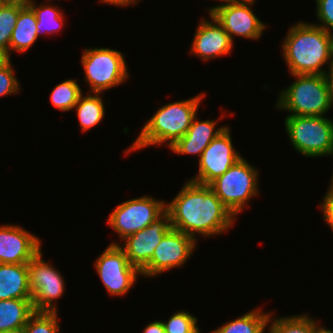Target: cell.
<instances>
[{
	"mask_svg": "<svg viewBox=\"0 0 333 333\" xmlns=\"http://www.w3.org/2000/svg\"><path fill=\"white\" fill-rule=\"evenodd\" d=\"M173 229L181 231L197 241V234L211 237L227 232L236 217L221 202L207 184L191 180L171 200L166 203Z\"/></svg>",
	"mask_w": 333,
	"mask_h": 333,
	"instance_id": "6da1fadb",
	"label": "cell"
},
{
	"mask_svg": "<svg viewBox=\"0 0 333 333\" xmlns=\"http://www.w3.org/2000/svg\"><path fill=\"white\" fill-rule=\"evenodd\" d=\"M283 41L282 57L290 75L331 74L333 33L312 23L299 21L289 28ZM324 65H328L327 69Z\"/></svg>",
	"mask_w": 333,
	"mask_h": 333,
	"instance_id": "7a4b0ae2",
	"label": "cell"
},
{
	"mask_svg": "<svg viewBox=\"0 0 333 333\" xmlns=\"http://www.w3.org/2000/svg\"><path fill=\"white\" fill-rule=\"evenodd\" d=\"M205 93L202 92L187 100L172 101L162 105L143 125L138 137L124 153L128 155L139 149L152 145L160 146L164 143L168 148L173 146L191 126L200 103L206 96Z\"/></svg>",
	"mask_w": 333,
	"mask_h": 333,
	"instance_id": "3957f363",
	"label": "cell"
},
{
	"mask_svg": "<svg viewBox=\"0 0 333 333\" xmlns=\"http://www.w3.org/2000/svg\"><path fill=\"white\" fill-rule=\"evenodd\" d=\"M295 81L281 90L276 108L287 115L324 116L333 106L331 75H291Z\"/></svg>",
	"mask_w": 333,
	"mask_h": 333,
	"instance_id": "277c9868",
	"label": "cell"
},
{
	"mask_svg": "<svg viewBox=\"0 0 333 333\" xmlns=\"http://www.w3.org/2000/svg\"><path fill=\"white\" fill-rule=\"evenodd\" d=\"M259 172L241 157L223 175L218 176L208 185L221 202L236 217L249 201L259 195Z\"/></svg>",
	"mask_w": 333,
	"mask_h": 333,
	"instance_id": "5b68a950",
	"label": "cell"
},
{
	"mask_svg": "<svg viewBox=\"0 0 333 333\" xmlns=\"http://www.w3.org/2000/svg\"><path fill=\"white\" fill-rule=\"evenodd\" d=\"M326 116L287 115L285 131L295 151L305 157H324L333 151V120Z\"/></svg>",
	"mask_w": 333,
	"mask_h": 333,
	"instance_id": "8992f818",
	"label": "cell"
},
{
	"mask_svg": "<svg viewBox=\"0 0 333 333\" xmlns=\"http://www.w3.org/2000/svg\"><path fill=\"white\" fill-rule=\"evenodd\" d=\"M80 60L89 93H103L129 78L125 57L119 50L89 47L84 49Z\"/></svg>",
	"mask_w": 333,
	"mask_h": 333,
	"instance_id": "52a82bcc",
	"label": "cell"
},
{
	"mask_svg": "<svg viewBox=\"0 0 333 333\" xmlns=\"http://www.w3.org/2000/svg\"><path fill=\"white\" fill-rule=\"evenodd\" d=\"M165 211L166 201L145 195L115 207L108 216L107 224L119 235L122 242L126 237L150 225Z\"/></svg>",
	"mask_w": 333,
	"mask_h": 333,
	"instance_id": "ba28073f",
	"label": "cell"
},
{
	"mask_svg": "<svg viewBox=\"0 0 333 333\" xmlns=\"http://www.w3.org/2000/svg\"><path fill=\"white\" fill-rule=\"evenodd\" d=\"M42 257L41 250L27 263L33 306L38 312H58L55 303L63 296L66 283L60 271Z\"/></svg>",
	"mask_w": 333,
	"mask_h": 333,
	"instance_id": "9c48e42d",
	"label": "cell"
},
{
	"mask_svg": "<svg viewBox=\"0 0 333 333\" xmlns=\"http://www.w3.org/2000/svg\"><path fill=\"white\" fill-rule=\"evenodd\" d=\"M117 242L110 243L94 262L106 291L112 296L129 292L141 272L129 263L128 257Z\"/></svg>",
	"mask_w": 333,
	"mask_h": 333,
	"instance_id": "30bf717a",
	"label": "cell"
},
{
	"mask_svg": "<svg viewBox=\"0 0 333 333\" xmlns=\"http://www.w3.org/2000/svg\"><path fill=\"white\" fill-rule=\"evenodd\" d=\"M255 2L227 1L208 9L234 42V37L258 40L267 24L251 9Z\"/></svg>",
	"mask_w": 333,
	"mask_h": 333,
	"instance_id": "8fae6325",
	"label": "cell"
},
{
	"mask_svg": "<svg viewBox=\"0 0 333 333\" xmlns=\"http://www.w3.org/2000/svg\"><path fill=\"white\" fill-rule=\"evenodd\" d=\"M197 248V241L185 233L171 229L156 246L141 276L156 277L165 271L185 265Z\"/></svg>",
	"mask_w": 333,
	"mask_h": 333,
	"instance_id": "7c38bea8",
	"label": "cell"
},
{
	"mask_svg": "<svg viewBox=\"0 0 333 333\" xmlns=\"http://www.w3.org/2000/svg\"><path fill=\"white\" fill-rule=\"evenodd\" d=\"M230 127L215 137L204 149L198 160L197 175L189 179L200 184H209L215 178L223 175L242 156L233 147Z\"/></svg>",
	"mask_w": 333,
	"mask_h": 333,
	"instance_id": "4fadbf2b",
	"label": "cell"
},
{
	"mask_svg": "<svg viewBox=\"0 0 333 333\" xmlns=\"http://www.w3.org/2000/svg\"><path fill=\"white\" fill-rule=\"evenodd\" d=\"M171 229L170 215L165 211L150 225L126 237L124 244L118 245L128 257L129 263L141 272L149 264L156 246Z\"/></svg>",
	"mask_w": 333,
	"mask_h": 333,
	"instance_id": "5bb4252c",
	"label": "cell"
},
{
	"mask_svg": "<svg viewBox=\"0 0 333 333\" xmlns=\"http://www.w3.org/2000/svg\"><path fill=\"white\" fill-rule=\"evenodd\" d=\"M42 248L36 235L15 224L0 225V263H28Z\"/></svg>",
	"mask_w": 333,
	"mask_h": 333,
	"instance_id": "9a60e30c",
	"label": "cell"
},
{
	"mask_svg": "<svg viewBox=\"0 0 333 333\" xmlns=\"http://www.w3.org/2000/svg\"><path fill=\"white\" fill-rule=\"evenodd\" d=\"M210 19H200L190 47V54L208 61L230 54L234 43L222 25L210 13Z\"/></svg>",
	"mask_w": 333,
	"mask_h": 333,
	"instance_id": "2e32d148",
	"label": "cell"
},
{
	"mask_svg": "<svg viewBox=\"0 0 333 333\" xmlns=\"http://www.w3.org/2000/svg\"><path fill=\"white\" fill-rule=\"evenodd\" d=\"M197 117L196 114L186 134L169 148L172 152L178 155H198L200 159L204 149L228 126L216 128L219 120L199 121Z\"/></svg>",
	"mask_w": 333,
	"mask_h": 333,
	"instance_id": "e0dca14e",
	"label": "cell"
},
{
	"mask_svg": "<svg viewBox=\"0 0 333 333\" xmlns=\"http://www.w3.org/2000/svg\"><path fill=\"white\" fill-rule=\"evenodd\" d=\"M32 299L27 263H0V300Z\"/></svg>",
	"mask_w": 333,
	"mask_h": 333,
	"instance_id": "ac0fdd59",
	"label": "cell"
},
{
	"mask_svg": "<svg viewBox=\"0 0 333 333\" xmlns=\"http://www.w3.org/2000/svg\"><path fill=\"white\" fill-rule=\"evenodd\" d=\"M35 312L32 299L0 300V331H21Z\"/></svg>",
	"mask_w": 333,
	"mask_h": 333,
	"instance_id": "d6986e66",
	"label": "cell"
},
{
	"mask_svg": "<svg viewBox=\"0 0 333 333\" xmlns=\"http://www.w3.org/2000/svg\"><path fill=\"white\" fill-rule=\"evenodd\" d=\"M37 19L33 9L23 6L20 11L10 40L11 51L25 53L38 40Z\"/></svg>",
	"mask_w": 333,
	"mask_h": 333,
	"instance_id": "ffe728a7",
	"label": "cell"
},
{
	"mask_svg": "<svg viewBox=\"0 0 333 333\" xmlns=\"http://www.w3.org/2000/svg\"><path fill=\"white\" fill-rule=\"evenodd\" d=\"M82 132L99 125L105 116V103L101 93H87L79 97L74 106Z\"/></svg>",
	"mask_w": 333,
	"mask_h": 333,
	"instance_id": "44dd1931",
	"label": "cell"
},
{
	"mask_svg": "<svg viewBox=\"0 0 333 333\" xmlns=\"http://www.w3.org/2000/svg\"><path fill=\"white\" fill-rule=\"evenodd\" d=\"M270 313H264L260 307L255 308L210 333H266Z\"/></svg>",
	"mask_w": 333,
	"mask_h": 333,
	"instance_id": "7402d4cb",
	"label": "cell"
},
{
	"mask_svg": "<svg viewBox=\"0 0 333 333\" xmlns=\"http://www.w3.org/2000/svg\"><path fill=\"white\" fill-rule=\"evenodd\" d=\"M29 6L33 9L36 19H37V30L38 35L40 34H55L58 33L63 25L64 19L63 10L57 5L52 3H44L37 5L36 0H33Z\"/></svg>",
	"mask_w": 333,
	"mask_h": 333,
	"instance_id": "603a6c76",
	"label": "cell"
},
{
	"mask_svg": "<svg viewBox=\"0 0 333 333\" xmlns=\"http://www.w3.org/2000/svg\"><path fill=\"white\" fill-rule=\"evenodd\" d=\"M269 315V333H313L314 319L308 314H296L292 316L272 317ZM273 318V319H272Z\"/></svg>",
	"mask_w": 333,
	"mask_h": 333,
	"instance_id": "cb8c5ba5",
	"label": "cell"
},
{
	"mask_svg": "<svg viewBox=\"0 0 333 333\" xmlns=\"http://www.w3.org/2000/svg\"><path fill=\"white\" fill-rule=\"evenodd\" d=\"M84 94L75 79H67L57 84L50 94V101L60 111H70Z\"/></svg>",
	"mask_w": 333,
	"mask_h": 333,
	"instance_id": "d4e9b609",
	"label": "cell"
},
{
	"mask_svg": "<svg viewBox=\"0 0 333 333\" xmlns=\"http://www.w3.org/2000/svg\"><path fill=\"white\" fill-rule=\"evenodd\" d=\"M22 7L7 4L0 13V58H10V40Z\"/></svg>",
	"mask_w": 333,
	"mask_h": 333,
	"instance_id": "484cf974",
	"label": "cell"
},
{
	"mask_svg": "<svg viewBox=\"0 0 333 333\" xmlns=\"http://www.w3.org/2000/svg\"><path fill=\"white\" fill-rule=\"evenodd\" d=\"M58 312L36 311L21 330L22 333H60Z\"/></svg>",
	"mask_w": 333,
	"mask_h": 333,
	"instance_id": "4316f807",
	"label": "cell"
},
{
	"mask_svg": "<svg viewBox=\"0 0 333 333\" xmlns=\"http://www.w3.org/2000/svg\"><path fill=\"white\" fill-rule=\"evenodd\" d=\"M198 318L181 310L171 315L167 322L162 321L165 333H201Z\"/></svg>",
	"mask_w": 333,
	"mask_h": 333,
	"instance_id": "83f0119b",
	"label": "cell"
},
{
	"mask_svg": "<svg viewBox=\"0 0 333 333\" xmlns=\"http://www.w3.org/2000/svg\"><path fill=\"white\" fill-rule=\"evenodd\" d=\"M12 65L11 58H0V97L15 95L20 91V83Z\"/></svg>",
	"mask_w": 333,
	"mask_h": 333,
	"instance_id": "f1b7e54d",
	"label": "cell"
},
{
	"mask_svg": "<svg viewBox=\"0 0 333 333\" xmlns=\"http://www.w3.org/2000/svg\"><path fill=\"white\" fill-rule=\"evenodd\" d=\"M316 17L321 24L312 23L333 33V0H316Z\"/></svg>",
	"mask_w": 333,
	"mask_h": 333,
	"instance_id": "f546056e",
	"label": "cell"
},
{
	"mask_svg": "<svg viewBox=\"0 0 333 333\" xmlns=\"http://www.w3.org/2000/svg\"><path fill=\"white\" fill-rule=\"evenodd\" d=\"M320 205L322 218L333 232V193L326 192Z\"/></svg>",
	"mask_w": 333,
	"mask_h": 333,
	"instance_id": "4dcf8cb0",
	"label": "cell"
},
{
	"mask_svg": "<svg viewBox=\"0 0 333 333\" xmlns=\"http://www.w3.org/2000/svg\"><path fill=\"white\" fill-rule=\"evenodd\" d=\"M142 333H165V329L161 320H155L149 322Z\"/></svg>",
	"mask_w": 333,
	"mask_h": 333,
	"instance_id": "1f68e13d",
	"label": "cell"
},
{
	"mask_svg": "<svg viewBox=\"0 0 333 333\" xmlns=\"http://www.w3.org/2000/svg\"><path fill=\"white\" fill-rule=\"evenodd\" d=\"M142 1V0H141ZM101 3L110 4V5H116L120 7H126L131 5H137L139 3V0H99Z\"/></svg>",
	"mask_w": 333,
	"mask_h": 333,
	"instance_id": "d6a6232c",
	"label": "cell"
},
{
	"mask_svg": "<svg viewBox=\"0 0 333 333\" xmlns=\"http://www.w3.org/2000/svg\"><path fill=\"white\" fill-rule=\"evenodd\" d=\"M320 320H316L314 319V330L313 333H333V330L331 329H327L324 328V326H321V324H319Z\"/></svg>",
	"mask_w": 333,
	"mask_h": 333,
	"instance_id": "836d02e7",
	"label": "cell"
},
{
	"mask_svg": "<svg viewBox=\"0 0 333 333\" xmlns=\"http://www.w3.org/2000/svg\"><path fill=\"white\" fill-rule=\"evenodd\" d=\"M9 5L28 6L33 0H2Z\"/></svg>",
	"mask_w": 333,
	"mask_h": 333,
	"instance_id": "e575fe53",
	"label": "cell"
},
{
	"mask_svg": "<svg viewBox=\"0 0 333 333\" xmlns=\"http://www.w3.org/2000/svg\"><path fill=\"white\" fill-rule=\"evenodd\" d=\"M329 156H333V151L331 152V154ZM327 192L333 193V175L331 176V181H330Z\"/></svg>",
	"mask_w": 333,
	"mask_h": 333,
	"instance_id": "d590c367",
	"label": "cell"
},
{
	"mask_svg": "<svg viewBox=\"0 0 333 333\" xmlns=\"http://www.w3.org/2000/svg\"><path fill=\"white\" fill-rule=\"evenodd\" d=\"M7 4L0 0V13Z\"/></svg>",
	"mask_w": 333,
	"mask_h": 333,
	"instance_id": "8d00e7d4",
	"label": "cell"
},
{
	"mask_svg": "<svg viewBox=\"0 0 333 333\" xmlns=\"http://www.w3.org/2000/svg\"><path fill=\"white\" fill-rule=\"evenodd\" d=\"M227 1L255 2L256 0H227Z\"/></svg>",
	"mask_w": 333,
	"mask_h": 333,
	"instance_id": "74e56055",
	"label": "cell"
},
{
	"mask_svg": "<svg viewBox=\"0 0 333 333\" xmlns=\"http://www.w3.org/2000/svg\"><path fill=\"white\" fill-rule=\"evenodd\" d=\"M331 79H332V84H333V67H332V71H331Z\"/></svg>",
	"mask_w": 333,
	"mask_h": 333,
	"instance_id": "f35d334b",
	"label": "cell"
},
{
	"mask_svg": "<svg viewBox=\"0 0 333 333\" xmlns=\"http://www.w3.org/2000/svg\"><path fill=\"white\" fill-rule=\"evenodd\" d=\"M0 333H22L21 331H19V332H2V331H0Z\"/></svg>",
	"mask_w": 333,
	"mask_h": 333,
	"instance_id": "ab89813d",
	"label": "cell"
},
{
	"mask_svg": "<svg viewBox=\"0 0 333 333\" xmlns=\"http://www.w3.org/2000/svg\"><path fill=\"white\" fill-rule=\"evenodd\" d=\"M217 1H221L222 2L221 4L227 2V0H217Z\"/></svg>",
	"mask_w": 333,
	"mask_h": 333,
	"instance_id": "60d3db41",
	"label": "cell"
}]
</instances>
